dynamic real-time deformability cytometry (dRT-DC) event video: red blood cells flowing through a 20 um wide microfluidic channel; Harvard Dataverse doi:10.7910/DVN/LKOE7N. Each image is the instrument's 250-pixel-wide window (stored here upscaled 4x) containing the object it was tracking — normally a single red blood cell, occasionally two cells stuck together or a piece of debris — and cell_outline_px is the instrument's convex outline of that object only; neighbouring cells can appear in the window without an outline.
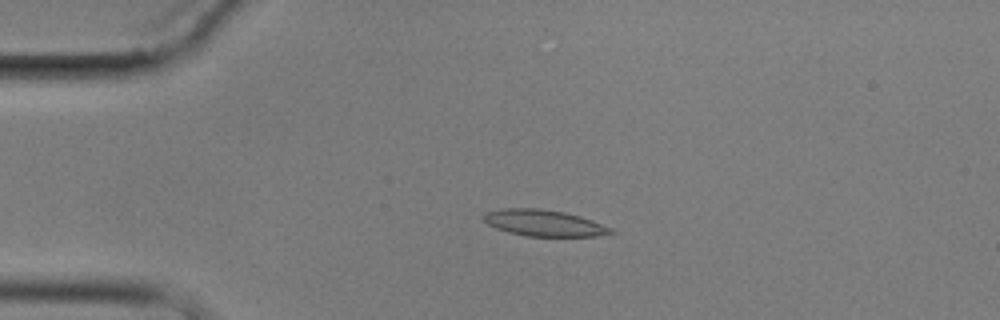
{"species": "common noctule bat (a hibernating species)", "species_latin": "Nyctalus noctula", "temperature_condition": "cold", "stored_images_in_passage": 5, "camera_frame_rate_fps": 3000, "um_per_image_px": 0.085, "animal": {"sex": "male", "body_mass_g": 17.9}, "frame": {"image": 1, "passage_image": 4, "time_ms": 3.333, "image_size_px": [1000, 320], "cell_outline_px": [[616, 232], [596, 236], [528, 236], [508, 232], [496, 228], [488, 224], [484, 220], [484, 212], [504, 208], [540, 208], [564, 212], [580, 216], [592, 220], [612, 228]], "centroid_in_image_um": [46.24, 18.95], "position_along_channel_um": 38.8, "area_um2": 19.48}}